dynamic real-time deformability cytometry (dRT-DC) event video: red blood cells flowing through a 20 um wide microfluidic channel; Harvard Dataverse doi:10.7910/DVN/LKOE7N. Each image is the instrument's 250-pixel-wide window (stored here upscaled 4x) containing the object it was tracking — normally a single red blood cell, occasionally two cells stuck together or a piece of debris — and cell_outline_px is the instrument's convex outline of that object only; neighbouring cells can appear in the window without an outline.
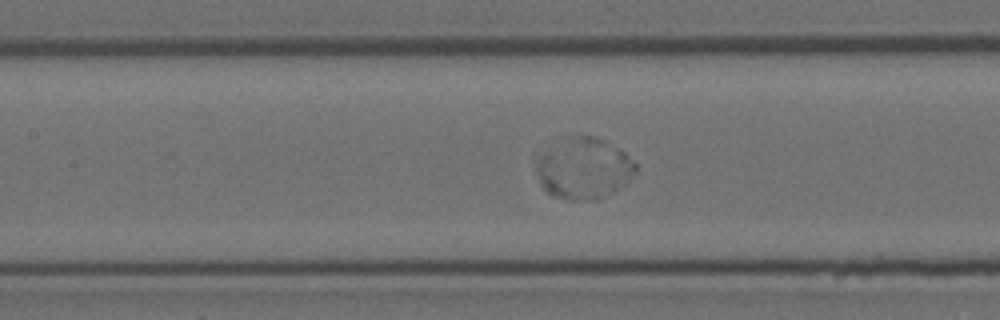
{"species": "Egyptian fruit bat (a non-hibernating species)", "species_latin": "Rousettus aegyptiacus", "temperature_condition": "room temperature", "stored_images_in_passage": 35, "camera_frame_rate_fps": 3000, "um_per_image_px": 0.085, "animal": {"sex": "female"}, "frame": {"image": 1, "passage_image": 8, "time_ms": 2.333, "image_size_px": [1000, 320], "cell_outline_px": [[636, 172], [624, 184], [612, 192], [596, 200], [572, 200], [552, 196], [540, 184], [536, 168], [536, 164], [544, 156], [576, 136], [596, 136], [608, 140], [624, 152], [636, 164]], "centroid_in_image_um": [49.71, 14.37], "position_along_channel_um": 157.7, "area_um2": 34.04}}
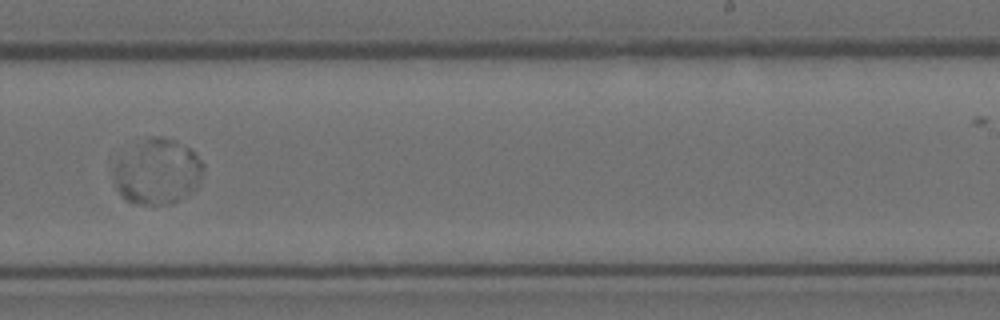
{"frame": {"image": 2, "passage_image": 16, "time_ms": 5.0, "image_size_px": [1000, 320], "cell_outline_px": [[204, 164], [200, 180], [196, 188], [180, 200], [172, 204], [132, 204], [124, 200], [120, 196], [116, 188], [116, 168], [120, 164], [152, 136], [160, 136], [172, 140], [196, 152]], "centroid_in_image_um": [13.5, 14.7], "position_along_channel_um": 275.5, "area_um2": 32.54}}
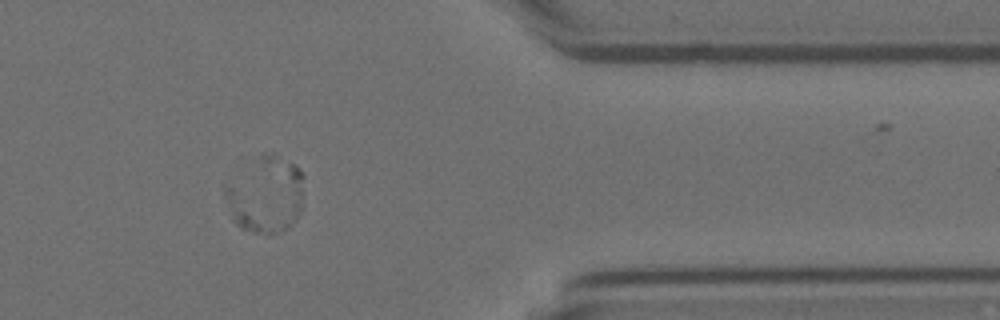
{"frame": {"image": 3, "passage_image": 25, "time_ms": 8.0, "image_size_px": [1000, 320], "cell_outline_px": [[304, 176], [300, 212], [296, 220], [288, 228], [280, 232], [256, 232], [240, 228], [232, 220], [232, 216], [260, 156], [264, 152], [276, 156], [296, 164]], "centroid_in_image_um": [23.01, 16.69], "position_along_channel_um": 388.4, "area_um2": 29.48}}